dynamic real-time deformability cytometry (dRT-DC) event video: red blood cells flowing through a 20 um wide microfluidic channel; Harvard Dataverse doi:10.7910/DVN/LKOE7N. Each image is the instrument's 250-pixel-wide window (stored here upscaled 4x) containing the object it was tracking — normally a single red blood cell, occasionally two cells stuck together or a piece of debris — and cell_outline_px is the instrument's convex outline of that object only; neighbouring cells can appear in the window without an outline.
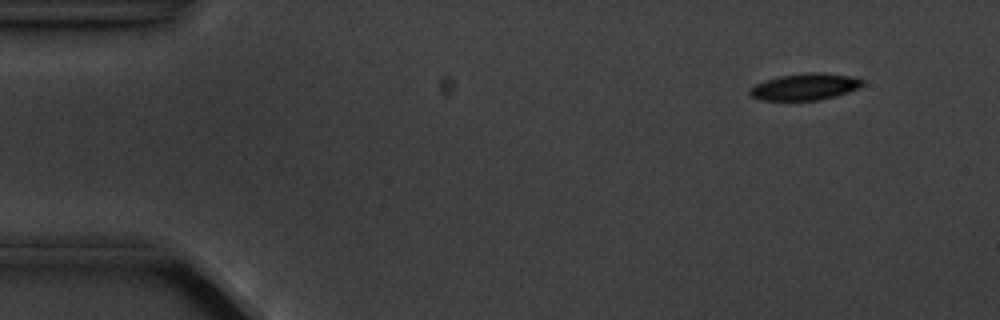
{"species": "common noctule bat (a hibernating species)", "species_latin": "Nyctalus noctula", "temperature_condition": "cold", "stored_images_in_passage": 5, "camera_frame_rate_fps": 3000, "um_per_image_px": 0.085, "animal": {"sex": "male", "body_mass_g": 20.1, "forearm_length_mm": 53.5}, "frame": {"image": 1, "passage_image": 2, "time_ms": 1.333, "image_size_px": [1000, 320], "cell_outline_px": [[864, 84], [860, 88], [836, 96], [820, 100], [760, 100], [752, 96], [748, 92], [748, 88], [756, 84], [780, 76], [808, 72], [820, 72], [848, 76], [864, 80]], "centroid_in_image_um": [68.43, 7.38], "position_along_channel_um": 16.6, "area_um2": 17.46}}